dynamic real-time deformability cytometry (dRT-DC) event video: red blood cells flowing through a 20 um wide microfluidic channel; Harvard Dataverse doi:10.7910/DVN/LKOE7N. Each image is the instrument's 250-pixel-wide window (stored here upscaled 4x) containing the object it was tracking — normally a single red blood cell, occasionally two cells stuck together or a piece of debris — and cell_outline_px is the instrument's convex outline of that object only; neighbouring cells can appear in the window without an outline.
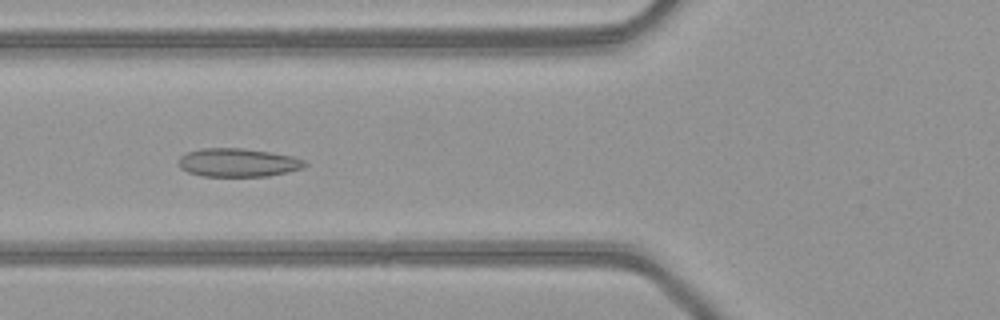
{"species": "common noctule bat (a hibernating species)", "species_latin": "Nyctalus noctula", "temperature_condition": "warm", "stored_images_in_passage": 50, "camera_frame_rate_fps": 3000, "um_per_image_px": 0.085, "animal": {"sex": "female", "body_mass_g": 21.9}, "frame": {"image": 1, "passage_image": 19, "time_ms": 6.0, "image_size_px": [1000, 320], "cell_outline_px": [[308, 164], [304, 168], [288, 172], [268, 176], [200, 176], [188, 172], [180, 168], [180, 156], [188, 152], [204, 148], [244, 148], [272, 152], [296, 156], [304, 160]], "centroid_in_image_um": [20.29, 13.82], "position_along_channel_um": 105.5, "area_um2": 21.1}}
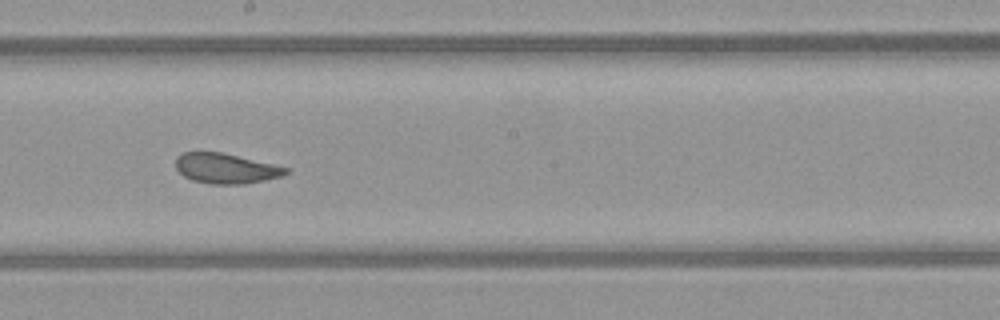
{"frame": {"image": 2, "passage_image": 28, "time_ms": 9.0, "image_size_px": [1000, 320], "cell_outline_px": [[292, 168], [288, 172], [280, 176], [264, 180], [244, 184], [208, 184], [192, 180], [184, 176], [176, 168], [176, 156], [184, 152], [220, 152]], "centroid_in_image_um": [19.19, 14.32], "position_along_channel_um": 229.0, "area_um2": 19.31}}
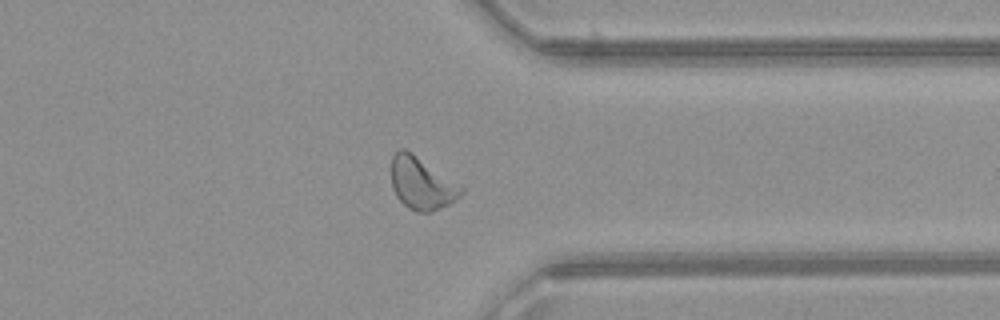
{"frame": {"image": 3, "passage_image": 39, "time_ms": 12.667, "image_size_px": [1000, 320], "cell_outline_px": [[464, 192], [456, 200], [432, 212], [416, 212], [408, 208], [396, 196], [392, 188], [392, 156], [400, 148], [404, 148], [412, 152], [460, 184], [464, 188]], "centroid_in_image_um": [35.85, 15.59], "position_along_channel_um": 375.5, "area_um2": 21.39}, "authors_computed_cell_mechanics": {"area_um2": 21.2704, "velocity_mm_per_s": 4.1001, "shape_relaxation_time_tau1_ms": 5.0658, "shape_relaxation_time_tau2_ms": 1.1524, "deformation_change_tau1": 0.1145, "deformation_change_tau2": 0.0791}}